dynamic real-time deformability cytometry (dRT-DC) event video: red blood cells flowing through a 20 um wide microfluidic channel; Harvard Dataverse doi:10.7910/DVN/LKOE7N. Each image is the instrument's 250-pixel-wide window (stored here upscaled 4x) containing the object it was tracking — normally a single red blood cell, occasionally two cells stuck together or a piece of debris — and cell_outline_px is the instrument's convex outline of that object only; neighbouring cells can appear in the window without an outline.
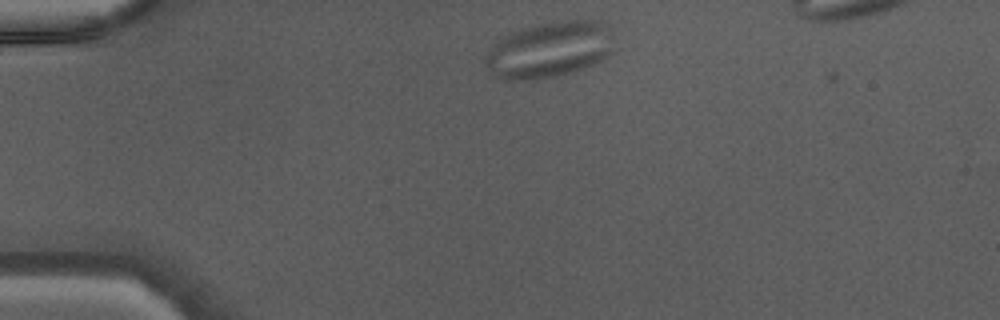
{"species": "Egyptian fruit bat (a non-hibernating species)", "species_latin": "Rousettus aegyptiacus", "temperature_condition": "warm", "stored_images_in_passage": 35, "camera_frame_rate_fps": 3000, "um_per_image_px": 0.085, "animal": {"sex": "male"}, "frame": {"image": 1, "passage_image": 1, "time_ms": 0.0, "image_size_px": [1000, 320], "cell_outline_px": [[616, 40], [612, 52], [600, 60], [592, 64], [580, 68], [548, 76], [528, 80], [500, 80], [492, 76], [488, 72], [484, 60], [492, 44], [504, 36], [512, 32], [524, 28], [540, 24], [560, 20], [604, 20], [612, 28]], "centroid_in_image_um": [46.72, 4.19], "position_along_channel_um": 38.3, "area_um2": 42.19}}
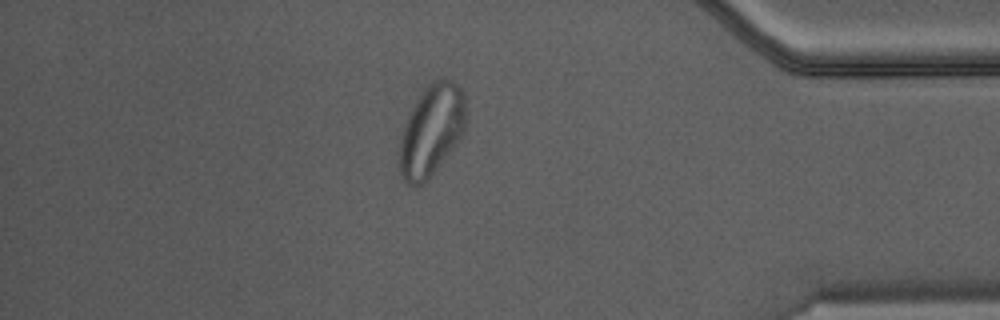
{"frame": {"image": 2, "passage_image": 30, "time_ms": 9.667, "image_size_px": [1000, 320], "cell_outline_px": [[464, 128], [456, 144], [428, 180], [424, 184], [416, 188], [408, 184], [404, 180], [400, 172], [400, 136], [404, 124], [416, 100], [424, 88], [428, 84], [440, 76], [444, 76], [460, 84], [464, 92]], "centroid_in_image_um": [36.66, 11.06], "position_along_channel_um": 398.5, "area_um2": 35.43}}